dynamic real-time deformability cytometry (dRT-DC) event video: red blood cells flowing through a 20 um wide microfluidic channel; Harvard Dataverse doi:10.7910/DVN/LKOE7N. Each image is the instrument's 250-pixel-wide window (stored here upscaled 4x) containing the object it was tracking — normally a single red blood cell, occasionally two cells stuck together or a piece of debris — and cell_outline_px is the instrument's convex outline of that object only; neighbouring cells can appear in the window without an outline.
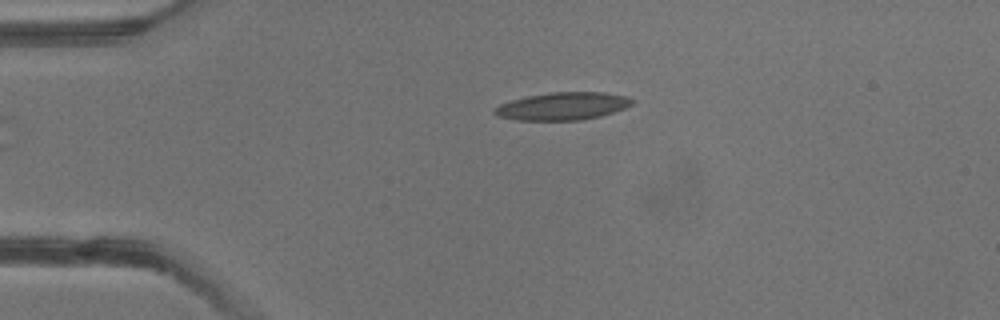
{"species": "common noctule bat (a hibernating species)", "species_latin": "Nyctalus noctula", "temperature_condition": "warm", "stored_images_in_passage": 4, "camera_frame_rate_fps": 3000, "um_per_image_px": 0.085, "animal": {"sex": "male", "body_mass_g": 13.3}, "frame": {"image": 1, "passage_image": 4, "time_ms": 3.667, "image_size_px": [1000, 320], "cell_outline_px": [[632, 104], [624, 108], [600, 116], [580, 120], [516, 120], [496, 116], [492, 112], [500, 104], [512, 100], [528, 96], [552, 92], [604, 92], [628, 96], [632, 100]], "centroid_in_image_um": [47.81, 9.02], "position_along_channel_um": 37.2, "area_um2": 22.02}}